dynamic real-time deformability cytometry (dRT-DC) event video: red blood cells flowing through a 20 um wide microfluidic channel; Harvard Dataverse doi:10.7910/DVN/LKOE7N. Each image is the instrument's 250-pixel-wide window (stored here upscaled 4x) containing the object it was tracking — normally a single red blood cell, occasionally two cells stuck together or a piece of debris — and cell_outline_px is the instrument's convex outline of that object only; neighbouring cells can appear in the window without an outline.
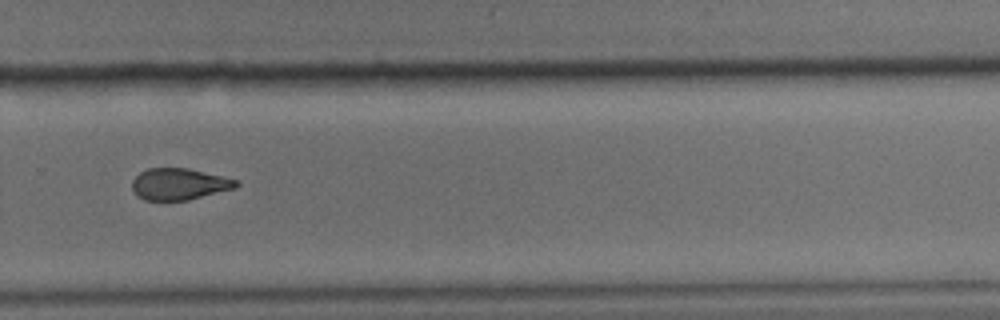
{"species": "common noctule bat (a hibernating species)", "species_latin": "Nyctalus noctula", "temperature_condition": "cold", "stored_images_in_passage": 12, "camera_frame_rate_fps": 3000, "um_per_image_px": 0.085, "animal": {"sex": "male", "body_mass_g": 15.6}, "frame": {"image": 1, "passage_image": 7, "time_ms": 2.0, "image_size_px": [1000, 320], "cell_outline_px": [[240, 184], [236, 188], [188, 200], [144, 200], [136, 196], [132, 188], [132, 180], [140, 172], [148, 168], [188, 168], [240, 180]], "centroid_in_image_um": [15.24, 15.65], "position_along_channel_um": 314.6, "area_um2": 19.31}}
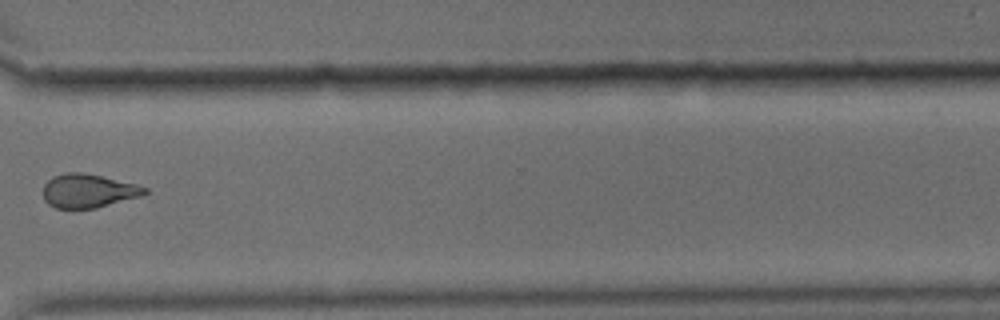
{"frame": {"image": 2, "passage_image": 8, "time_ms": 2.333, "image_size_px": [1000, 320], "cell_outline_px": [[148, 192], [144, 196], [96, 208], [56, 208], [48, 204], [44, 200], [44, 184], [52, 176], [68, 172], [84, 172], [136, 184], [148, 188]], "centroid_in_image_um": [7.53, 16.22], "position_along_channel_um": 363.1, "area_um2": 20.11}}